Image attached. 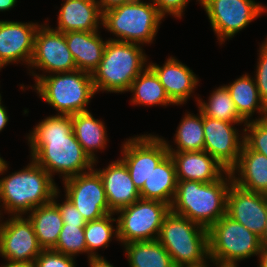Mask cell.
Returning a JSON list of instances; mask_svg holds the SVG:
<instances>
[{
  "instance_id": "obj_1",
  "label": "cell",
  "mask_w": 267,
  "mask_h": 267,
  "mask_svg": "<svg viewBox=\"0 0 267 267\" xmlns=\"http://www.w3.org/2000/svg\"><path fill=\"white\" fill-rule=\"evenodd\" d=\"M26 140L30 157L53 178L58 173L62 181L89 172L94 162L75 138L71 115H51L33 127Z\"/></svg>"
},
{
  "instance_id": "obj_2",
  "label": "cell",
  "mask_w": 267,
  "mask_h": 267,
  "mask_svg": "<svg viewBox=\"0 0 267 267\" xmlns=\"http://www.w3.org/2000/svg\"><path fill=\"white\" fill-rule=\"evenodd\" d=\"M21 170L0 179V217L30 213L34 208L50 203L59 190L54 179L32 158ZM2 207V208H1Z\"/></svg>"
},
{
  "instance_id": "obj_3",
  "label": "cell",
  "mask_w": 267,
  "mask_h": 267,
  "mask_svg": "<svg viewBox=\"0 0 267 267\" xmlns=\"http://www.w3.org/2000/svg\"><path fill=\"white\" fill-rule=\"evenodd\" d=\"M232 182L230 171L209 183L178 180L171 211L209 229L226 214L227 193Z\"/></svg>"
},
{
  "instance_id": "obj_4",
  "label": "cell",
  "mask_w": 267,
  "mask_h": 267,
  "mask_svg": "<svg viewBox=\"0 0 267 267\" xmlns=\"http://www.w3.org/2000/svg\"><path fill=\"white\" fill-rule=\"evenodd\" d=\"M143 50L137 43L108 39L98 68L92 74L96 93L128 92L133 80L148 66V56Z\"/></svg>"
},
{
  "instance_id": "obj_5",
  "label": "cell",
  "mask_w": 267,
  "mask_h": 267,
  "mask_svg": "<svg viewBox=\"0 0 267 267\" xmlns=\"http://www.w3.org/2000/svg\"><path fill=\"white\" fill-rule=\"evenodd\" d=\"M158 241L175 267H194L209 261L208 229L171 210L164 218Z\"/></svg>"
},
{
  "instance_id": "obj_6",
  "label": "cell",
  "mask_w": 267,
  "mask_h": 267,
  "mask_svg": "<svg viewBox=\"0 0 267 267\" xmlns=\"http://www.w3.org/2000/svg\"><path fill=\"white\" fill-rule=\"evenodd\" d=\"M40 99L53 107L56 115L87 112V105L96 94L92 75L81 70L42 76L34 86Z\"/></svg>"
},
{
  "instance_id": "obj_7",
  "label": "cell",
  "mask_w": 267,
  "mask_h": 267,
  "mask_svg": "<svg viewBox=\"0 0 267 267\" xmlns=\"http://www.w3.org/2000/svg\"><path fill=\"white\" fill-rule=\"evenodd\" d=\"M163 19L151 0H135L105 11L102 26L117 37L109 40L144 46L153 42Z\"/></svg>"
},
{
  "instance_id": "obj_8",
  "label": "cell",
  "mask_w": 267,
  "mask_h": 267,
  "mask_svg": "<svg viewBox=\"0 0 267 267\" xmlns=\"http://www.w3.org/2000/svg\"><path fill=\"white\" fill-rule=\"evenodd\" d=\"M209 260L222 267H238V262L260 252V237L227 214L208 229Z\"/></svg>"
},
{
  "instance_id": "obj_9",
  "label": "cell",
  "mask_w": 267,
  "mask_h": 267,
  "mask_svg": "<svg viewBox=\"0 0 267 267\" xmlns=\"http://www.w3.org/2000/svg\"><path fill=\"white\" fill-rule=\"evenodd\" d=\"M170 205L149 199H138L133 204L119 209L117 217L118 241L123 244L158 240L165 216Z\"/></svg>"
},
{
  "instance_id": "obj_10",
  "label": "cell",
  "mask_w": 267,
  "mask_h": 267,
  "mask_svg": "<svg viewBox=\"0 0 267 267\" xmlns=\"http://www.w3.org/2000/svg\"><path fill=\"white\" fill-rule=\"evenodd\" d=\"M210 20L219 44H224L253 20L267 13V6L255 0H199Z\"/></svg>"
},
{
  "instance_id": "obj_11",
  "label": "cell",
  "mask_w": 267,
  "mask_h": 267,
  "mask_svg": "<svg viewBox=\"0 0 267 267\" xmlns=\"http://www.w3.org/2000/svg\"><path fill=\"white\" fill-rule=\"evenodd\" d=\"M47 22L46 20V23L40 24L36 31L32 59L29 67H26L34 76L35 83L42 76L77 70L65 40V33L51 28ZM32 69L42 70L44 74H38Z\"/></svg>"
},
{
  "instance_id": "obj_12",
  "label": "cell",
  "mask_w": 267,
  "mask_h": 267,
  "mask_svg": "<svg viewBox=\"0 0 267 267\" xmlns=\"http://www.w3.org/2000/svg\"><path fill=\"white\" fill-rule=\"evenodd\" d=\"M119 158L127 167L135 187L140 191L152 170L169 154L159 135L144 134L126 139Z\"/></svg>"
},
{
  "instance_id": "obj_13",
  "label": "cell",
  "mask_w": 267,
  "mask_h": 267,
  "mask_svg": "<svg viewBox=\"0 0 267 267\" xmlns=\"http://www.w3.org/2000/svg\"><path fill=\"white\" fill-rule=\"evenodd\" d=\"M0 217V256L6 263L33 264L43 250L31 221L24 215Z\"/></svg>"
},
{
  "instance_id": "obj_14",
  "label": "cell",
  "mask_w": 267,
  "mask_h": 267,
  "mask_svg": "<svg viewBox=\"0 0 267 267\" xmlns=\"http://www.w3.org/2000/svg\"><path fill=\"white\" fill-rule=\"evenodd\" d=\"M64 197L69 199L86 222L113 213L100 175L94 170L68 178L63 182Z\"/></svg>"
},
{
  "instance_id": "obj_15",
  "label": "cell",
  "mask_w": 267,
  "mask_h": 267,
  "mask_svg": "<svg viewBox=\"0 0 267 267\" xmlns=\"http://www.w3.org/2000/svg\"><path fill=\"white\" fill-rule=\"evenodd\" d=\"M246 122H226L203 115L204 151L230 171L239 160L244 132L235 127ZM241 136H240V135Z\"/></svg>"
},
{
  "instance_id": "obj_16",
  "label": "cell",
  "mask_w": 267,
  "mask_h": 267,
  "mask_svg": "<svg viewBox=\"0 0 267 267\" xmlns=\"http://www.w3.org/2000/svg\"><path fill=\"white\" fill-rule=\"evenodd\" d=\"M39 26L36 22L0 20V70L10 63L29 67Z\"/></svg>"
},
{
  "instance_id": "obj_17",
  "label": "cell",
  "mask_w": 267,
  "mask_h": 267,
  "mask_svg": "<svg viewBox=\"0 0 267 267\" xmlns=\"http://www.w3.org/2000/svg\"><path fill=\"white\" fill-rule=\"evenodd\" d=\"M226 214L260 237L267 218V195L245 190L232 182Z\"/></svg>"
},
{
  "instance_id": "obj_18",
  "label": "cell",
  "mask_w": 267,
  "mask_h": 267,
  "mask_svg": "<svg viewBox=\"0 0 267 267\" xmlns=\"http://www.w3.org/2000/svg\"><path fill=\"white\" fill-rule=\"evenodd\" d=\"M158 76L166 94L177 106L187 103L199 84L197 75L177 58L169 56L163 66L148 63ZM186 102V103H185Z\"/></svg>"
},
{
  "instance_id": "obj_19",
  "label": "cell",
  "mask_w": 267,
  "mask_h": 267,
  "mask_svg": "<svg viewBox=\"0 0 267 267\" xmlns=\"http://www.w3.org/2000/svg\"><path fill=\"white\" fill-rule=\"evenodd\" d=\"M93 169L101 177L109 209L113 213L141 198L126 165L119 158L105 168L98 170L93 167Z\"/></svg>"
},
{
  "instance_id": "obj_20",
  "label": "cell",
  "mask_w": 267,
  "mask_h": 267,
  "mask_svg": "<svg viewBox=\"0 0 267 267\" xmlns=\"http://www.w3.org/2000/svg\"><path fill=\"white\" fill-rule=\"evenodd\" d=\"M172 157L177 180L214 182L228 170L206 151L169 152Z\"/></svg>"
},
{
  "instance_id": "obj_21",
  "label": "cell",
  "mask_w": 267,
  "mask_h": 267,
  "mask_svg": "<svg viewBox=\"0 0 267 267\" xmlns=\"http://www.w3.org/2000/svg\"><path fill=\"white\" fill-rule=\"evenodd\" d=\"M59 9L57 27L62 33L74 31H98L102 25L103 13L97 0H64ZM100 25V26H99Z\"/></svg>"
},
{
  "instance_id": "obj_22",
  "label": "cell",
  "mask_w": 267,
  "mask_h": 267,
  "mask_svg": "<svg viewBox=\"0 0 267 267\" xmlns=\"http://www.w3.org/2000/svg\"><path fill=\"white\" fill-rule=\"evenodd\" d=\"M230 172L237 186L267 195V157L251 150L245 143L238 163Z\"/></svg>"
},
{
  "instance_id": "obj_23",
  "label": "cell",
  "mask_w": 267,
  "mask_h": 267,
  "mask_svg": "<svg viewBox=\"0 0 267 267\" xmlns=\"http://www.w3.org/2000/svg\"><path fill=\"white\" fill-rule=\"evenodd\" d=\"M100 31H74L65 33V40L77 70L89 74L98 68L107 40L103 41Z\"/></svg>"
},
{
  "instance_id": "obj_24",
  "label": "cell",
  "mask_w": 267,
  "mask_h": 267,
  "mask_svg": "<svg viewBox=\"0 0 267 267\" xmlns=\"http://www.w3.org/2000/svg\"><path fill=\"white\" fill-rule=\"evenodd\" d=\"M235 103L239 116L249 122L253 115L259 113L255 120L267 118V106L262 102L254 77L245 73L233 83L225 85Z\"/></svg>"
},
{
  "instance_id": "obj_25",
  "label": "cell",
  "mask_w": 267,
  "mask_h": 267,
  "mask_svg": "<svg viewBox=\"0 0 267 267\" xmlns=\"http://www.w3.org/2000/svg\"><path fill=\"white\" fill-rule=\"evenodd\" d=\"M72 129L84 152L97 165L96 152L107 147L108 136L105 123L95 119L90 111L71 115ZM98 149V150H97Z\"/></svg>"
},
{
  "instance_id": "obj_26",
  "label": "cell",
  "mask_w": 267,
  "mask_h": 267,
  "mask_svg": "<svg viewBox=\"0 0 267 267\" xmlns=\"http://www.w3.org/2000/svg\"><path fill=\"white\" fill-rule=\"evenodd\" d=\"M177 176L174 161L168 154L155 167L139 191L142 199L158 200L172 205L177 189Z\"/></svg>"
},
{
  "instance_id": "obj_27",
  "label": "cell",
  "mask_w": 267,
  "mask_h": 267,
  "mask_svg": "<svg viewBox=\"0 0 267 267\" xmlns=\"http://www.w3.org/2000/svg\"><path fill=\"white\" fill-rule=\"evenodd\" d=\"M27 215L33 225L40 247L43 250L53 249L64 225L58 206L51 201L34 208Z\"/></svg>"
},
{
  "instance_id": "obj_28",
  "label": "cell",
  "mask_w": 267,
  "mask_h": 267,
  "mask_svg": "<svg viewBox=\"0 0 267 267\" xmlns=\"http://www.w3.org/2000/svg\"><path fill=\"white\" fill-rule=\"evenodd\" d=\"M129 91L132 93L133 97L130 100L134 106L175 105L166 94L158 76L149 66L133 80Z\"/></svg>"
},
{
  "instance_id": "obj_29",
  "label": "cell",
  "mask_w": 267,
  "mask_h": 267,
  "mask_svg": "<svg viewBox=\"0 0 267 267\" xmlns=\"http://www.w3.org/2000/svg\"><path fill=\"white\" fill-rule=\"evenodd\" d=\"M123 245L129 267H175L169 253L158 240Z\"/></svg>"
},
{
  "instance_id": "obj_30",
  "label": "cell",
  "mask_w": 267,
  "mask_h": 267,
  "mask_svg": "<svg viewBox=\"0 0 267 267\" xmlns=\"http://www.w3.org/2000/svg\"><path fill=\"white\" fill-rule=\"evenodd\" d=\"M193 114L186 112L175 131L173 140L177 149L162 137L169 152L204 151L203 115L200 111Z\"/></svg>"
},
{
  "instance_id": "obj_31",
  "label": "cell",
  "mask_w": 267,
  "mask_h": 267,
  "mask_svg": "<svg viewBox=\"0 0 267 267\" xmlns=\"http://www.w3.org/2000/svg\"><path fill=\"white\" fill-rule=\"evenodd\" d=\"M197 108L204 116L226 122H245L238 114L235 103L232 101L229 90L225 85L214 89L208 101L196 97Z\"/></svg>"
},
{
  "instance_id": "obj_32",
  "label": "cell",
  "mask_w": 267,
  "mask_h": 267,
  "mask_svg": "<svg viewBox=\"0 0 267 267\" xmlns=\"http://www.w3.org/2000/svg\"><path fill=\"white\" fill-rule=\"evenodd\" d=\"M113 215H115V213H109L102 218L86 223L84 234L87 246V259L91 257H101V254L98 255L96 250L99 248H108L112 238L116 237L118 241L117 220L113 218ZM114 222H116L115 227H113Z\"/></svg>"
},
{
  "instance_id": "obj_33",
  "label": "cell",
  "mask_w": 267,
  "mask_h": 267,
  "mask_svg": "<svg viewBox=\"0 0 267 267\" xmlns=\"http://www.w3.org/2000/svg\"><path fill=\"white\" fill-rule=\"evenodd\" d=\"M84 227L85 225L64 224L56 246L52 250L71 257L83 253L87 255Z\"/></svg>"
},
{
  "instance_id": "obj_34",
  "label": "cell",
  "mask_w": 267,
  "mask_h": 267,
  "mask_svg": "<svg viewBox=\"0 0 267 267\" xmlns=\"http://www.w3.org/2000/svg\"><path fill=\"white\" fill-rule=\"evenodd\" d=\"M244 143L253 151L267 157V118L244 124Z\"/></svg>"
},
{
  "instance_id": "obj_35",
  "label": "cell",
  "mask_w": 267,
  "mask_h": 267,
  "mask_svg": "<svg viewBox=\"0 0 267 267\" xmlns=\"http://www.w3.org/2000/svg\"><path fill=\"white\" fill-rule=\"evenodd\" d=\"M256 73L254 76L260 98L267 106V38L259 46Z\"/></svg>"
},
{
  "instance_id": "obj_36",
  "label": "cell",
  "mask_w": 267,
  "mask_h": 267,
  "mask_svg": "<svg viewBox=\"0 0 267 267\" xmlns=\"http://www.w3.org/2000/svg\"><path fill=\"white\" fill-rule=\"evenodd\" d=\"M75 257L64 255L52 249L42 250L36 257L34 267H76Z\"/></svg>"
},
{
  "instance_id": "obj_37",
  "label": "cell",
  "mask_w": 267,
  "mask_h": 267,
  "mask_svg": "<svg viewBox=\"0 0 267 267\" xmlns=\"http://www.w3.org/2000/svg\"><path fill=\"white\" fill-rule=\"evenodd\" d=\"M60 192L59 189L54 194L52 201L58 206L64 224L86 225V220L69 199L65 197V200L62 201V203L58 202L59 200H57V198L59 197Z\"/></svg>"
},
{
  "instance_id": "obj_38",
  "label": "cell",
  "mask_w": 267,
  "mask_h": 267,
  "mask_svg": "<svg viewBox=\"0 0 267 267\" xmlns=\"http://www.w3.org/2000/svg\"><path fill=\"white\" fill-rule=\"evenodd\" d=\"M158 12L165 18L166 14L181 19L190 0H151ZM199 2V0H197Z\"/></svg>"
},
{
  "instance_id": "obj_39",
  "label": "cell",
  "mask_w": 267,
  "mask_h": 267,
  "mask_svg": "<svg viewBox=\"0 0 267 267\" xmlns=\"http://www.w3.org/2000/svg\"><path fill=\"white\" fill-rule=\"evenodd\" d=\"M133 1L135 0H97V3L99 5L100 11L104 13L105 11L109 9L120 6L122 4L133 2Z\"/></svg>"
},
{
  "instance_id": "obj_40",
  "label": "cell",
  "mask_w": 267,
  "mask_h": 267,
  "mask_svg": "<svg viewBox=\"0 0 267 267\" xmlns=\"http://www.w3.org/2000/svg\"><path fill=\"white\" fill-rule=\"evenodd\" d=\"M89 267H114V265L110 264L104 256L101 257H91L88 259Z\"/></svg>"
},
{
  "instance_id": "obj_41",
  "label": "cell",
  "mask_w": 267,
  "mask_h": 267,
  "mask_svg": "<svg viewBox=\"0 0 267 267\" xmlns=\"http://www.w3.org/2000/svg\"><path fill=\"white\" fill-rule=\"evenodd\" d=\"M2 96L0 97V132L7 126L9 122V115L7 113L6 107L2 104Z\"/></svg>"
},
{
  "instance_id": "obj_42",
  "label": "cell",
  "mask_w": 267,
  "mask_h": 267,
  "mask_svg": "<svg viewBox=\"0 0 267 267\" xmlns=\"http://www.w3.org/2000/svg\"><path fill=\"white\" fill-rule=\"evenodd\" d=\"M18 0H0V12H5L13 9Z\"/></svg>"
},
{
  "instance_id": "obj_43",
  "label": "cell",
  "mask_w": 267,
  "mask_h": 267,
  "mask_svg": "<svg viewBox=\"0 0 267 267\" xmlns=\"http://www.w3.org/2000/svg\"><path fill=\"white\" fill-rule=\"evenodd\" d=\"M257 257H259V266L257 267H267V247H261Z\"/></svg>"
},
{
  "instance_id": "obj_44",
  "label": "cell",
  "mask_w": 267,
  "mask_h": 267,
  "mask_svg": "<svg viewBox=\"0 0 267 267\" xmlns=\"http://www.w3.org/2000/svg\"><path fill=\"white\" fill-rule=\"evenodd\" d=\"M261 247H267V218L262 235L260 236Z\"/></svg>"
},
{
  "instance_id": "obj_45",
  "label": "cell",
  "mask_w": 267,
  "mask_h": 267,
  "mask_svg": "<svg viewBox=\"0 0 267 267\" xmlns=\"http://www.w3.org/2000/svg\"><path fill=\"white\" fill-rule=\"evenodd\" d=\"M0 267H34L33 264H22V263H4Z\"/></svg>"
},
{
  "instance_id": "obj_46",
  "label": "cell",
  "mask_w": 267,
  "mask_h": 267,
  "mask_svg": "<svg viewBox=\"0 0 267 267\" xmlns=\"http://www.w3.org/2000/svg\"><path fill=\"white\" fill-rule=\"evenodd\" d=\"M1 156V155H0ZM8 163L2 157H0V175H4L5 172L8 170Z\"/></svg>"
},
{
  "instance_id": "obj_47",
  "label": "cell",
  "mask_w": 267,
  "mask_h": 267,
  "mask_svg": "<svg viewBox=\"0 0 267 267\" xmlns=\"http://www.w3.org/2000/svg\"><path fill=\"white\" fill-rule=\"evenodd\" d=\"M210 262H211V263L213 262V265L216 266V267H222V266L219 265L218 263H216V262H214V261H210V260L207 261L205 264H202V265H199V266H194V267H210V266L212 267L213 265H211ZM208 263H209L210 265H209ZM214 266H213V267H214Z\"/></svg>"
}]
</instances>
